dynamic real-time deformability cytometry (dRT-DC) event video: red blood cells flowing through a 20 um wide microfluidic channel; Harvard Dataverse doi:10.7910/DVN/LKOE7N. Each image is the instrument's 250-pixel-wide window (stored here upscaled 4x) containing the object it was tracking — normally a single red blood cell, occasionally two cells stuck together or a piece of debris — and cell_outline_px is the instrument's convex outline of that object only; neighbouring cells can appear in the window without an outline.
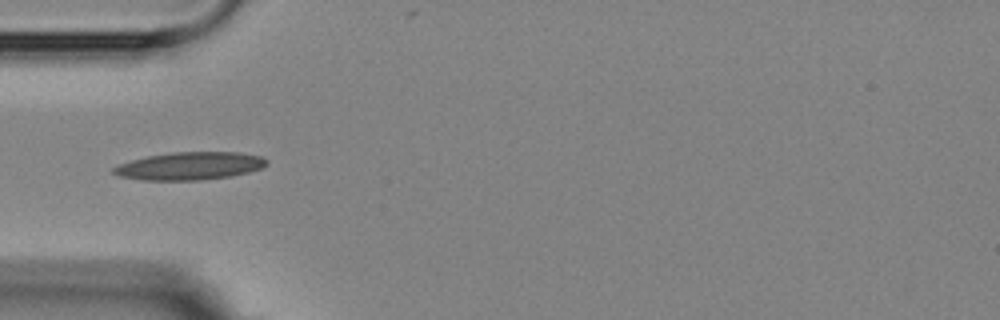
{"species": "Egyptian fruit bat (a non-hibernating species)", "species_latin": "Rousettus aegyptiacus", "temperature_condition": "room temperature", "stored_images_in_passage": 5, "camera_frame_rate_fps": 3000, "um_per_image_px": 0.085, "animal": {"sex": "female"}, "frame": {"image": 1, "passage_image": 1, "time_ms": 0.0, "image_size_px": [1000, 320], "cell_outline_px": [[268, 164], [260, 168], [248, 172], [232, 176], [200, 180], [144, 180], [120, 176], [112, 172], [112, 168], [120, 164], [132, 160], [148, 156], [172, 152], [240, 152], [260, 156], [268, 160]], "centroid_in_image_um": [16.15, 14.1], "position_along_channel_um": 68.8, "area_um2": 24.68}}
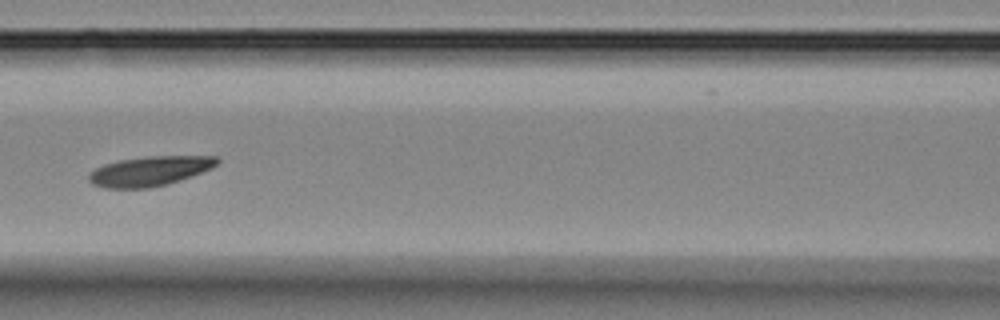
{"frame": {"image": 2, "passage_image": 3, "time_ms": 2.333, "image_size_px": [1000, 320], "cell_outline_px": [[220, 160], [212, 168], [192, 176], [168, 184], [148, 188], [104, 188], [92, 184], [88, 180], [88, 172], [104, 164], [120, 160], [148, 156], [216, 156]], "centroid_in_image_um": [12.7, 14.55], "position_along_channel_um": 153.9, "area_um2": 22.25}}
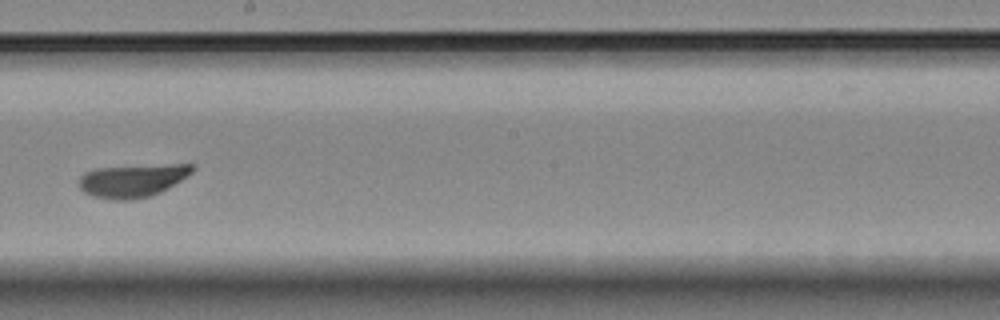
{"frame": {"image": 3, "passage_image": 5, "time_ms": 4.667, "image_size_px": [1000, 320], "cell_outline_px": [[196, 168], [192, 172], [168, 188], [152, 196], [132, 200], [112, 200], [92, 196], [84, 192], [80, 188], [80, 176], [84, 172], [96, 168], [172, 164], [196, 164]], "centroid_in_image_um": [11.27, 15.35], "position_along_channel_um": 236.9, "area_um2": 21.79}}